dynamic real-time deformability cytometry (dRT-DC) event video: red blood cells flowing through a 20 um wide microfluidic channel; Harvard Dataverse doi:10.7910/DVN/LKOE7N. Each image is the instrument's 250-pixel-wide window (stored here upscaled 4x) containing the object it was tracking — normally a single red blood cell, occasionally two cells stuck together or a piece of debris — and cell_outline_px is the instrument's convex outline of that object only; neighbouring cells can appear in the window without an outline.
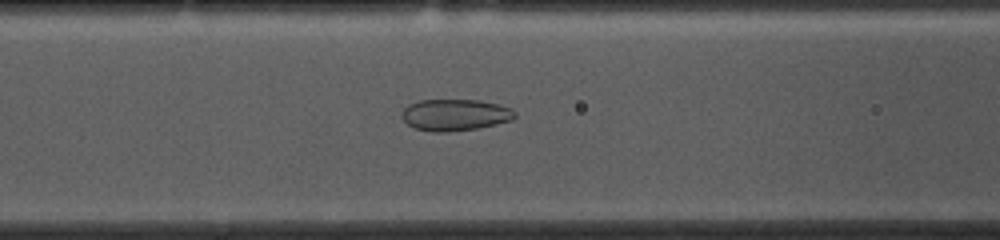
{"species": "common noctule bat (a hibernating species)", "species_latin": "Nyctalus noctula", "temperature_condition": "cold", "stored_images_in_passage": 53, "camera_frame_rate_fps": 3000, "um_per_image_px": 0.085, "animal": {"sex": "female", "body_mass_g": 10.0, "forearm_length_mm": 53.1}, "frame": {"image": 1, "passage_image": 20, "time_ms": 6.333, "image_size_px": [1000, 240], "cell_outline_px": [[516, 116], [512, 120], [496, 124], [476, 128], [448, 132], [432, 132], [416, 128], [408, 124], [400, 116], [404, 108], [408, 104], [420, 100], [480, 100], [512, 108], [516, 112]], "centroid_in_image_um": [38.67, 9.76], "position_along_channel_um": 127.9, "area_um2": 20.81}}
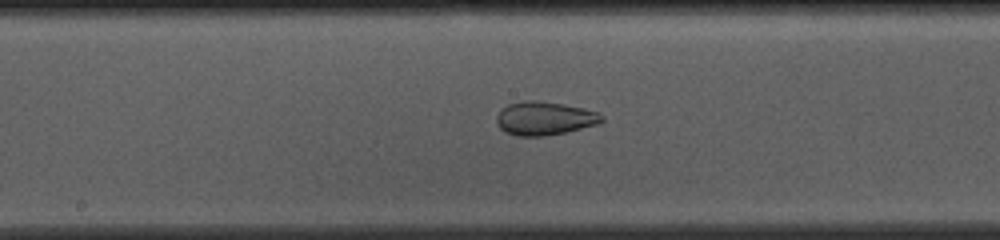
{"frame": {"image": 2, "passage_image": 26, "time_ms": 8.333, "image_size_px": [1000, 240], "cell_outline_px": [[604, 120], [600, 124], [564, 132], [544, 136], [516, 136], [504, 132], [496, 124], [496, 116], [508, 104], [524, 100], [540, 100], [564, 104], [584, 108], [600, 112], [604, 116]], "centroid_in_image_um": [46.31, 10.05], "position_along_channel_um": 201.9, "area_um2": 20.81}}
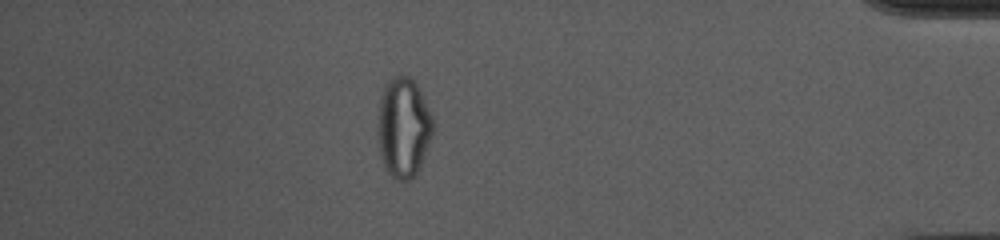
{"frame": {"image": 3, "passage_image": 46, "time_ms": 15.0, "image_size_px": [1000, 240], "cell_outline_px": [[432, 136], [420, 168], [416, 176], [408, 180], [400, 180], [392, 176], [384, 168], [380, 156], [376, 140], [376, 116], [380, 92], [384, 84], [392, 76], [408, 76], [420, 88], [432, 116]], "centroid_in_image_um": [34.23, 10.83], "position_along_channel_um": 401.0, "area_um2": 33.12}, "authors_computed_cell_mechanics": {"area_um2": 27.0504, "velocity_mm_per_s": 3.7018, "shape_relaxation_time_tau1_ms": null, "shape_relaxation_time_tau2_ms": 1.4536, "deformation_change_tau1": null, "deformation_change_tau2": 0.0641}}